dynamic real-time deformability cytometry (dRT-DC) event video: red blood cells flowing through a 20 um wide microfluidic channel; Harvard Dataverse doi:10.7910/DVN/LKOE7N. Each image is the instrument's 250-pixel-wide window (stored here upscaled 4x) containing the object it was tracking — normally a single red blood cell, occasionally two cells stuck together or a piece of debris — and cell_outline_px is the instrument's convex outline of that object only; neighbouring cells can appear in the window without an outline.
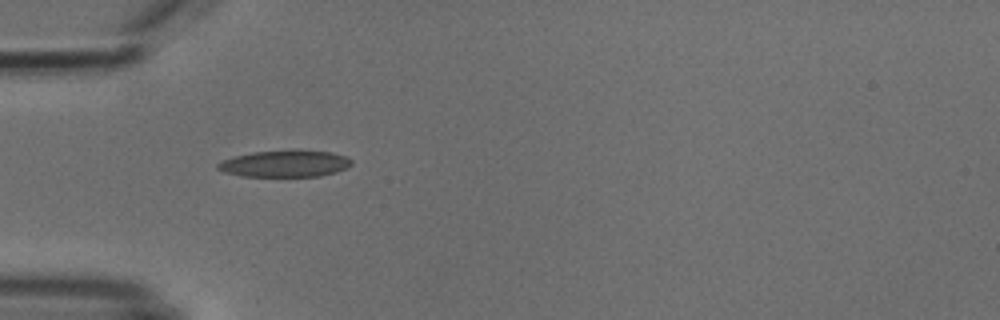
{"species": "common noctule bat (a hibernating species)", "species_latin": "Nyctalus noctula", "temperature_condition": "cold", "stored_images_in_passage": 4, "camera_frame_rate_fps": 3000, "um_per_image_px": 0.085, "animal": {"sex": "male", "body_mass_g": 18.8}, "frame": {"image": 1, "passage_image": 1, "time_ms": 0.0, "image_size_px": [1000, 320], "cell_outline_px": [[352, 164], [336, 172], [320, 176], [240, 176], [224, 172], [216, 168], [216, 164], [224, 160], [236, 156], [252, 152], [332, 152], [348, 156], [352, 160]], "centroid_in_image_um": [24.22, 13.94], "position_along_channel_um": 60.8, "area_um2": 20.11}}
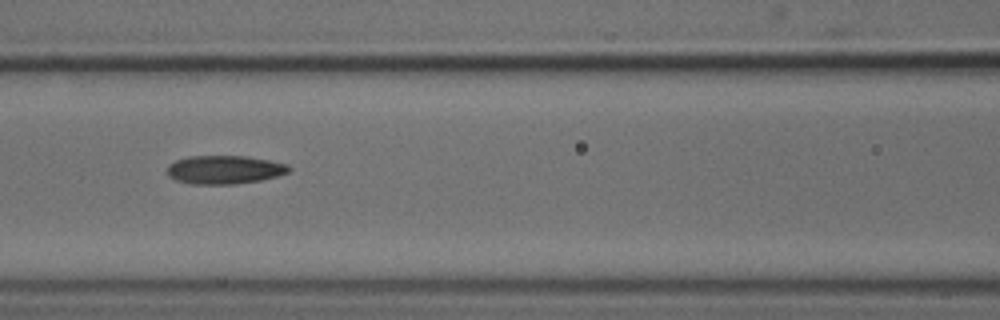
{"frame": {"image": 2, "passage_image": 3, "time_ms": 2.333, "image_size_px": [1000, 320], "cell_outline_px": [[292, 168], [288, 172], [276, 176], [260, 180], [236, 184], [188, 184], [176, 180], [168, 176], [168, 164], [176, 160], [188, 156], [244, 156], [268, 160], [288, 164]], "centroid_in_image_um": [19.06, 14.42], "position_along_channel_um": 147.5, "area_um2": 20.23}}
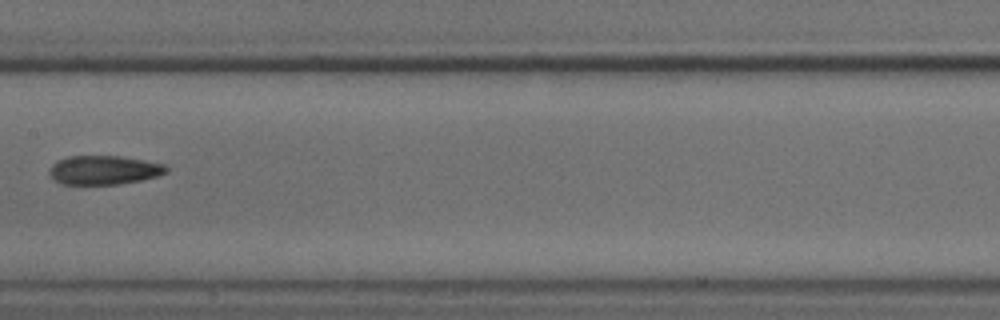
{"frame": {"image": 3, "passage_image": 4, "time_ms": 3.667, "image_size_px": [1000, 320], "cell_outline_px": [[168, 172], [156, 176], [140, 180], [120, 184], [60, 184], [52, 180], [48, 172], [52, 164], [56, 160], [68, 156], [120, 156], [144, 160], [164, 164], [168, 168]], "centroid_in_image_um": [8.78, 14.45], "position_along_channel_um": 198.6, "area_um2": 19.88}}